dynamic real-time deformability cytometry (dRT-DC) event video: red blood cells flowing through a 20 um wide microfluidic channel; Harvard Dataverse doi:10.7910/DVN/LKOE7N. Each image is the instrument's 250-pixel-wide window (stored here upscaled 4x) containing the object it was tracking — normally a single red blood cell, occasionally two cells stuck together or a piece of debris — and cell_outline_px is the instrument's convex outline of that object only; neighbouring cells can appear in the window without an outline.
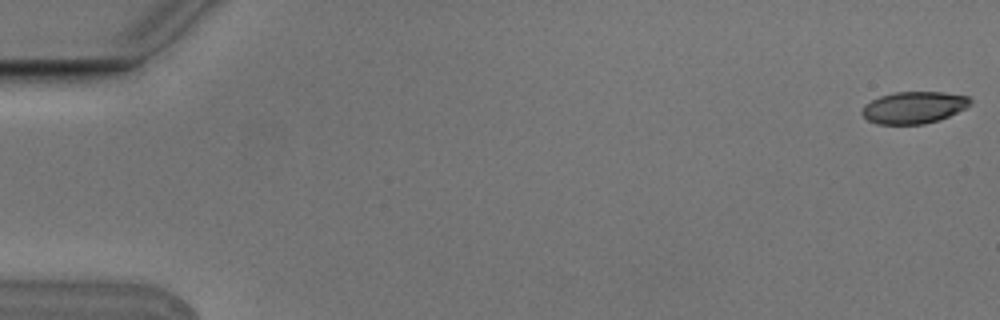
{"species": "Egyptian fruit bat (a non-hibernating species)", "species_latin": "Rousettus aegyptiacus", "temperature_condition": "cold", "stored_images_in_passage": 5, "camera_frame_rate_fps": 3000, "um_per_image_px": 0.085, "animal": {"sex": "male"}, "frame": {"image": 1, "passage_image": 1, "time_ms": 0.0, "image_size_px": [1000, 320], "cell_outline_px": [[972, 104], [940, 120], [924, 124], [876, 124], [868, 120], [860, 112], [864, 104], [880, 96], [892, 92], [944, 92], [968, 96], [972, 100]], "centroid_in_image_um": [77.66, 9.13], "position_along_channel_um": 7.3, "area_um2": 20.23}}
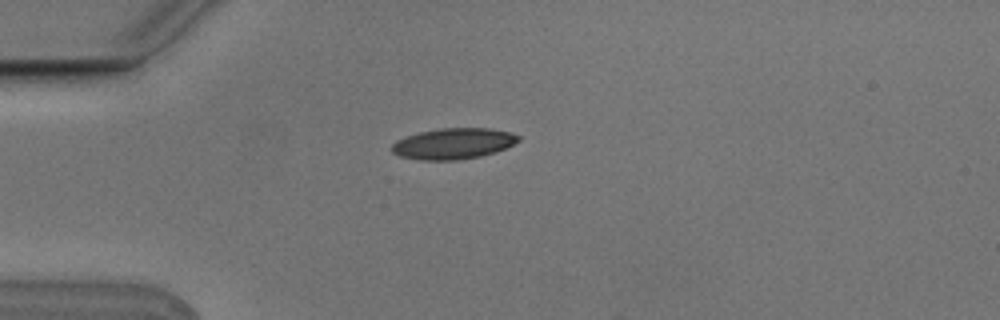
{"frame": {"image": 2, "passage_image": 5, "time_ms": 1.333, "image_size_px": [1000, 320], "cell_outline_px": [[520, 140], [496, 152], [480, 156], [456, 160], [420, 160], [400, 156], [392, 152], [392, 144], [396, 140], [420, 132], [440, 128], [492, 128], [512, 132], [520, 136]], "centroid_in_image_um": [38.55, 12.2], "position_along_channel_um": 46.4, "area_um2": 22.77}}